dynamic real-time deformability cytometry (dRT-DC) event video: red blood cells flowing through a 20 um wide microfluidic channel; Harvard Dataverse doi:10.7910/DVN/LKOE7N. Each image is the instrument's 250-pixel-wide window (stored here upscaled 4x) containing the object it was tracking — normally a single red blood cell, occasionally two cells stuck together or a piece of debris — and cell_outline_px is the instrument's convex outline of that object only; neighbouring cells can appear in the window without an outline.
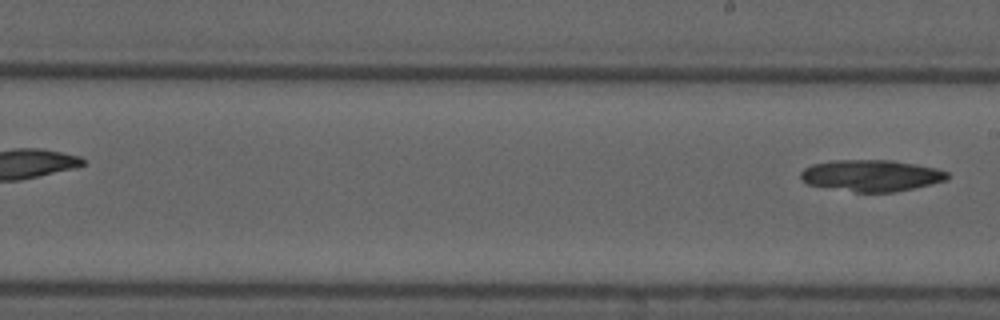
{"species": "common noctule bat (a hibernating species)", "species_latin": "Nyctalus noctula", "temperature_condition": "cold", "stored_images_in_passage": 7, "segment_of_instrument_passage": [2, 2], "camera_frame_rate_fps": 3000, "um_per_image_px": 0.085, "animal": {"sex": "male", "forearm_length_mm": 52.5}, "frame": {"image": 1, "passage_image": 7, "time_ms": 7.667, "image_size_px": [1000, 320], "cell_outline_px": [[948, 180], [896, 192], [856, 192], [808, 184], [800, 180], [800, 172], [804, 168], [812, 164], [836, 160], [892, 160], [916, 164], [936, 168], [948, 172]], "centroid_in_image_um": [74.06, 14.92], "position_along_channel_um": 214.9, "area_um2": 26.93}}